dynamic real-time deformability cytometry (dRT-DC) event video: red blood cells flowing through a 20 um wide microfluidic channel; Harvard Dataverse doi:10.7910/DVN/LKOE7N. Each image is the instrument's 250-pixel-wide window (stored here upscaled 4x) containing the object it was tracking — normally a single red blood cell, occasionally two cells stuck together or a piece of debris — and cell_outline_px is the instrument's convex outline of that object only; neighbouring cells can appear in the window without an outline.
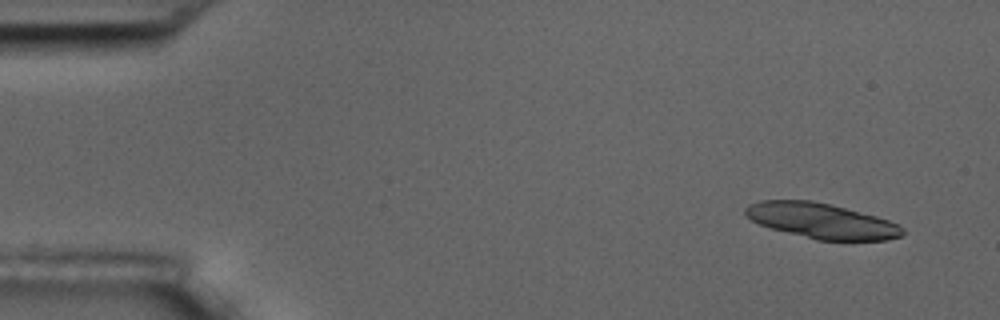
{"species": "common noctule bat (a hibernating species)", "species_latin": "Nyctalus noctula", "temperature_condition": "room temperature", "stored_images_in_passage": 4, "camera_frame_rate_fps": 3000, "um_per_image_px": 0.085, "animal": {"sex": "male", "body_mass_g": 17.5, "forearm_length_mm": 52.3}, "frame": {"image": 1, "passage_image": 1, "time_ms": 0.0, "image_size_px": [1000, 320], "cell_outline_px": [[904, 232], [900, 236], [888, 240], [816, 240], [772, 228], [760, 224], [744, 216], [744, 208], [748, 204], [760, 200], [812, 200], [832, 204], [876, 216], [900, 224], [904, 228]], "centroid_in_image_um": [69.82, 18.76], "position_along_channel_um": 15.2, "area_um2": 32.43}}